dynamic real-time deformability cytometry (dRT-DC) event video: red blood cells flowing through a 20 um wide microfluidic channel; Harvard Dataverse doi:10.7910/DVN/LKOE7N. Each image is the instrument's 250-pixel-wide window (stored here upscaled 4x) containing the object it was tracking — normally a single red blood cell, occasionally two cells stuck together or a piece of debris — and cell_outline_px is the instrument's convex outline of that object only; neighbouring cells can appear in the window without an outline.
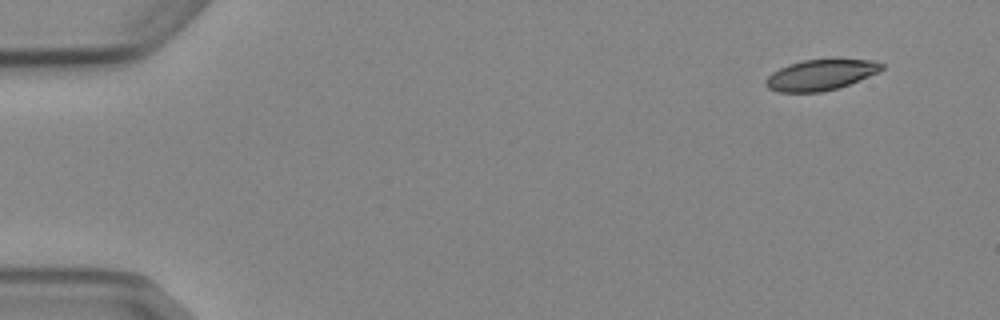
{"species": "Egyptian fruit bat (a non-hibernating species)", "species_latin": "Rousettus aegyptiacus", "temperature_condition": "cold", "stored_images_in_passage": 2, "camera_frame_rate_fps": 3000, "um_per_image_px": 0.085, "animal": {"sex": "female"}, "frame": {"image": 1, "passage_image": 2, "time_ms": 1.333, "image_size_px": [1000, 320], "cell_outline_px": [[884, 68], [868, 76], [848, 84], [836, 88], [820, 92], [780, 92], [768, 88], [764, 84], [764, 80], [772, 72], [788, 64], [804, 60], [876, 60], [884, 64]], "centroid_in_image_um": [69.71, 6.37], "position_along_channel_um": 15.3, "area_um2": 20.4}}